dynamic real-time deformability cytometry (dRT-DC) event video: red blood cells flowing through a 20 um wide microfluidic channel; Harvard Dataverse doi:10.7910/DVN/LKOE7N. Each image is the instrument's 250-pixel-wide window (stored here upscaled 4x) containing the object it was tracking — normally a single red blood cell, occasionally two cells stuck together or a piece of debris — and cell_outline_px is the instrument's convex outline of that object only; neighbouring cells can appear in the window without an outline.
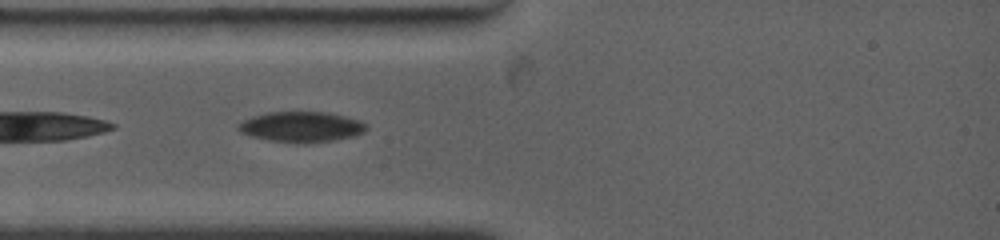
{"species": "common noctule bat (a hibernating species)", "species_latin": "Nyctalus noctula", "temperature_condition": "warm", "stored_images_in_passage": 2, "camera_frame_rate_fps": 4500, "um_per_image_px": 0.085, "animal": {"sex": "female", "body_mass_g": 19.0, "forearm_length_mm": 53.3}, "frame": {"image": 1, "passage_image": 2, "time_ms": 0.889, "image_size_px": [1000, 240], "cell_outline_px": [[368, 128], [364, 132], [352, 136], [332, 140], [304, 144], [296, 144], [268, 140], [252, 136], [240, 132], [236, 128], [236, 124], [252, 116], [268, 112], [328, 112], [360, 120], [368, 124]], "centroid_in_image_um": [25.6, 10.79], "position_along_channel_um": 59.4, "area_um2": 22.95}}